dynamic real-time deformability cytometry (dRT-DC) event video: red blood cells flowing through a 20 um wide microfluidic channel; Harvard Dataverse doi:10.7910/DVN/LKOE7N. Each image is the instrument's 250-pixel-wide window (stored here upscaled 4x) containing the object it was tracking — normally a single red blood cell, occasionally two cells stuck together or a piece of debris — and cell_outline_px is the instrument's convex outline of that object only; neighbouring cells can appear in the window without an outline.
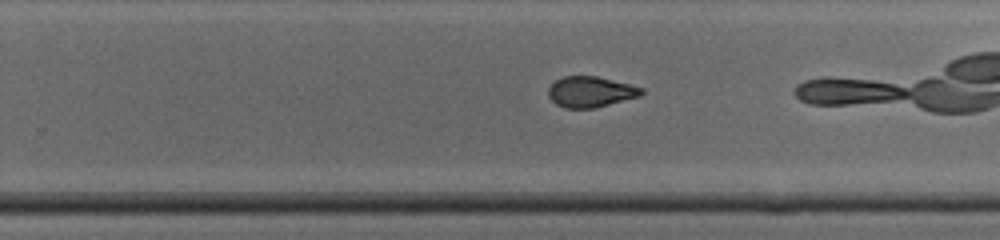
{"species": "common noctule bat (a hibernating species)", "species_latin": "Nyctalus noctula", "temperature_condition": "cold", "stored_images_in_passage": 42, "camera_frame_rate_fps": 3000, "um_per_image_px": 0.085, "animal": {"sex": "male", "body_mass_g": 19.0, "forearm_length_mm": 50.8}, "frame": {"image": 1, "passage_image": 25, "time_ms": 8.0, "image_size_px": [1000, 240], "cell_outline_px": [[644, 92], [640, 96], [592, 108], [564, 108], [556, 104], [548, 96], [548, 88], [556, 80], [564, 76], [596, 76], [644, 88]], "centroid_in_image_um": [50.18, 7.8], "position_along_channel_um": 279.6, "area_um2": 16.47}, "authors_computed_cell_mechanics": {"area_um2": 17.7446, "velocity_mm_per_s": 4.3727, "shape_relaxation_time_tau1_ms": 5.8774, "shape_relaxation_time_tau2_ms": 1.2167, "deformation_change_tau1": 0.1695, "deformation_change_tau2": 0.0716}}